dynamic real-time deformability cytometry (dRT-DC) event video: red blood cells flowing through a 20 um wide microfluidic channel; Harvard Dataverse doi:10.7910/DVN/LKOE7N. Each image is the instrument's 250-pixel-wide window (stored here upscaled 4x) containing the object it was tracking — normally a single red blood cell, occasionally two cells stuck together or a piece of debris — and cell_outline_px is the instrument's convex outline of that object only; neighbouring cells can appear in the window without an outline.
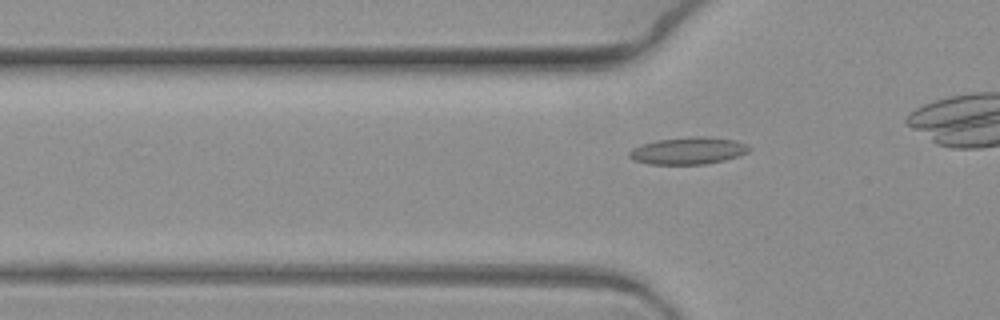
{"species": "common noctule bat (a hibernating species)", "species_latin": "Nyctalus noctula", "temperature_condition": "warm", "stored_images_in_passage": 4, "camera_frame_rate_fps": 3000, "um_per_image_px": 0.085, "animal": {"sex": "female", "body_mass_g": 19.3, "forearm_length_mm": 54.1}, "frame": {"image": 1, "passage_image": 4, "time_ms": 1.0, "image_size_px": [1000, 320], "cell_outline_px": [[752, 148], [748, 152], [724, 160], [704, 164], [648, 164], [632, 160], [628, 156], [628, 152], [632, 148], [640, 144], [656, 140], [696, 136], [704, 136], [736, 140], [748, 144]], "centroid_in_image_um": [58.47, 12.8], "position_along_channel_um": 67.3, "area_um2": 19.07}}